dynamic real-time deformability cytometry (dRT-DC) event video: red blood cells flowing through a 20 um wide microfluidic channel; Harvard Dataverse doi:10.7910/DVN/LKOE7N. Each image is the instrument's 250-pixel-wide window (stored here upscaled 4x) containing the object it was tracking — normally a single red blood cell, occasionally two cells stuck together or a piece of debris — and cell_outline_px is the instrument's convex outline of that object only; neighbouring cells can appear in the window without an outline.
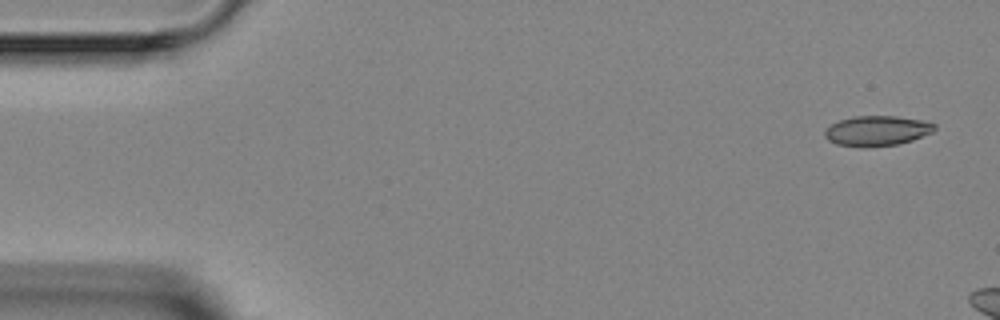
{"species": "Egyptian fruit bat (a non-hibernating species)", "species_latin": "Rousettus aegyptiacus", "temperature_condition": "room temperature", "stored_images_in_passage": 5, "camera_frame_rate_fps": 3000, "um_per_image_px": 0.085, "animal": {"sex": "female"}, "frame": {"image": 1, "passage_image": 1, "time_ms": 0.0, "image_size_px": [1000, 320], "cell_outline_px": [[936, 128], [932, 132], [912, 140], [896, 144], [864, 148], [836, 144], [828, 140], [824, 136], [824, 132], [832, 124], [840, 120], [852, 116], [896, 116], [920, 120], [936, 124]], "centroid_in_image_um": [74.52, 11.12], "position_along_channel_um": 10.5, "area_um2": 19.19}}
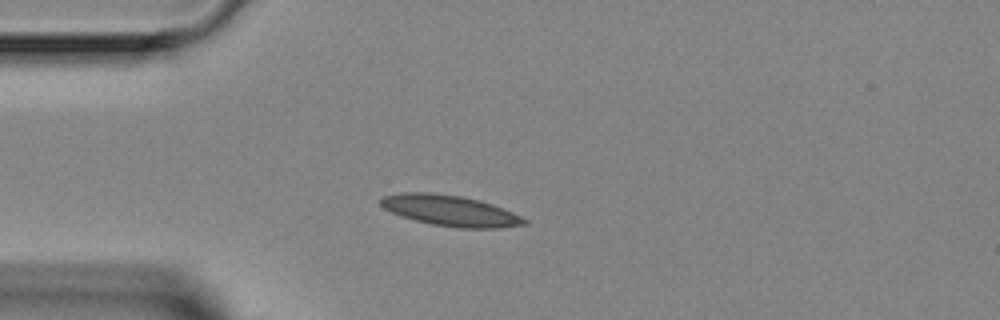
{"frame": {"image": 2, "passage_image": 5, "time_ms": 5.667, "image_size_px": [1000, 320], "cell_outline_px": [[528, 224], [500, 228], [456, 228], [432, 224], [400, 216], [384, 208], [380, 204], [380, 200], [384, 196], [400, 192], [428, 192], [460, 196], [480, 200], [492, 204], [512, 212], [528, 220]], "centroid_in_image_um": [38.28, 17.91], "position_along_channel_um": 46.7, "area_um2": 25.72}}